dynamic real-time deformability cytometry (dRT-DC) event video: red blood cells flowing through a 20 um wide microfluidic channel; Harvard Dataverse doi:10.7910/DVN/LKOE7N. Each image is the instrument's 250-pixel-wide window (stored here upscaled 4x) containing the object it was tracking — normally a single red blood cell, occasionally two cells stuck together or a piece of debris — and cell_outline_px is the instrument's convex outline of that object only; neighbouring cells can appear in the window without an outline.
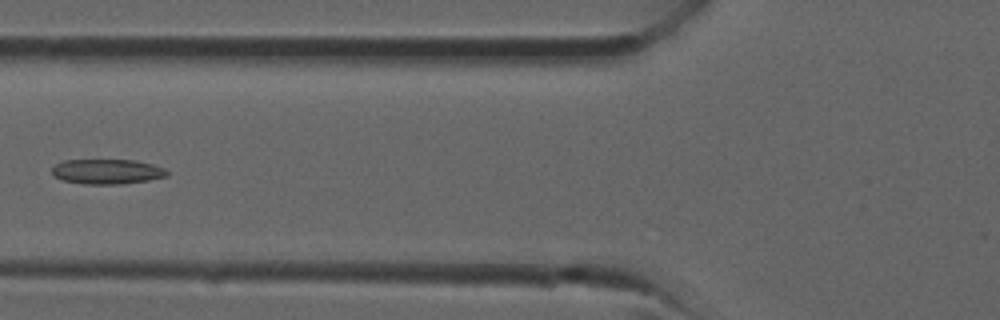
{"species": "common noctule bat (a hibernating species)", "species_latin": "Nyctalus noctula", "temperature_condition": "room temperature", "stored_images_in_passage": 36, "camera_frame_rate_fps": 3000, "um_per_image_px": 0.085, "animal": {"sex": "male", "forearm_length_mm": 52.5}, "frame": {"image": 1, "passage_image": 14, "time_ms": 4.333, "image_size_px": [1000, 320], "cell_outline_px": [[168, 176], [148, 180], [120, 184], [84, 184], [64, 180], [52, 176], [52, 168], [56, 164], [64, 160], [136, 160], [152, 164], [164, 168], [168, 172]], "centroid_in_image_um": [9.1, 14.58], "position_along_channel_um": 116.7, "area_um2": 16.7}}
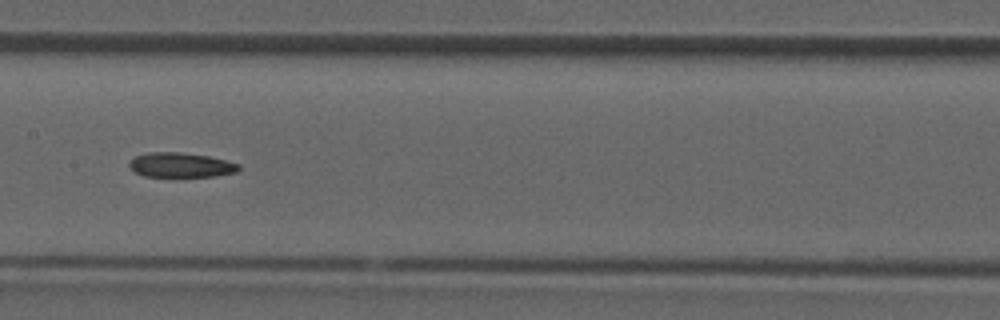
{"frame": {"image": 2, "passage_image": 18, "time_ms": 5.667, "image_size_px": [1000, 320], "cell_outline_px": [[240, 168], [236, 172], [216, 176], [144, 176], [136, 172], [128, 164], [136, 156], [148, 152], [180, 152], [208, 156], [240, 164]], "centroid_in_image_um": [15.39, 14.02], "position_along_channel_um": 192.0, "area_um2": 15.49}}
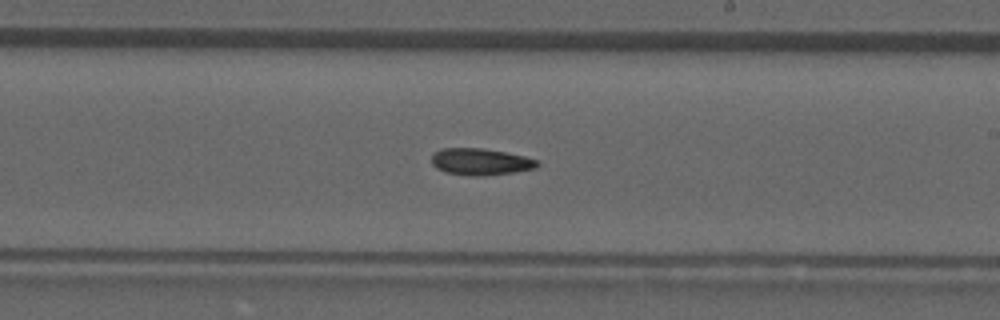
{"frame": {"image": 3, "passage_image": 21, "time_ms": 6.667, "image_size_px": [1000, 320], "cell_outline_px": [[540, 164], [536, 168], [512, 172], [484, 176], [472, 176], [448, 172], [436, 168], [432, 164], [432, 156], [440, 148], [484, 148], [524, 156], [540, 160]], "centroid_in_image_um": [40.87, 13.74], "position_along_channel_um": 248.1, "area_um2": 16.42}}